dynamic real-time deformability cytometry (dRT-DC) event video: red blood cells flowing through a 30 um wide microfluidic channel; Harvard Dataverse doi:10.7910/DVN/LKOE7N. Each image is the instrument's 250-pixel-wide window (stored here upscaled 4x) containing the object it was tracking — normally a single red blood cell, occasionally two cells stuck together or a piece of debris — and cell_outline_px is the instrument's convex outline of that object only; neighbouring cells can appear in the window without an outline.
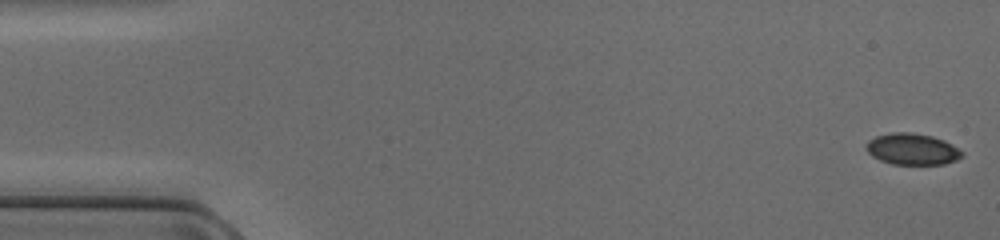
{"species": "common noctule bat (a hibernating species)", "species_latin": "Nyctalus noctula", "temperature_condition": "cold", "stored_images_in_passage": 48, "camera_frame_rate_fps": 3000, "um_per_image_px": 0.085, "animal": {"sex": "female", "body_mass_g": 17.0, "forearm_length_mm": 48.0}, "frame": {"image": 1, "passage_image": 1, "time_ms": 0.0, "image_size_px": [1000, 240], "cell_outline_px": [[964, 156], [956, 160], [944, 164], [892, 164], [880, 160], [872, 156], [868, 152], [868, 140], [876, 136], [892, 132], [912, 132], [932, 136], [944, 140], [952, 144], [964, 152]], "centroid_in_image_um": [77.58, 12.67], "position_along_channel_um": 7.4, "area_um2": 17.51}}
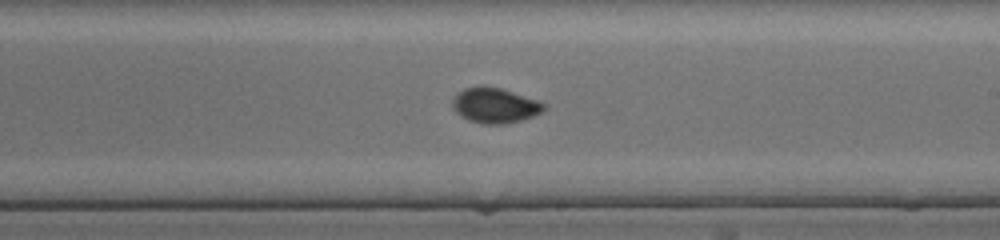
{"frame": {"image": 2, "passage_image": 28, "time_ms": 9.0, "image_size_px": [1000, 240], "cell_outline_px": [[548, 108], [532, 116], [520, 120], [504, 124], [484, 124], [468, 120], [456, 112], [452, 108], [452, 100], [464, 88], [500, 88], [536, 100], [544, 104]], "centroid_in_image_um": [42.06, 9.0], "position_along_channel_um": 246.9, "area_um2": 18.09}}
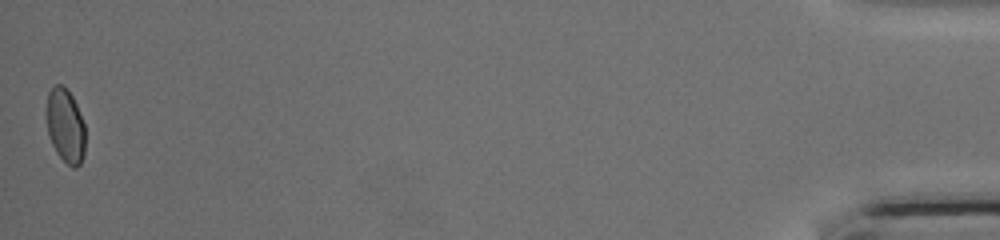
{"frame": {"image": 3, "passage_image": 48, "time_ms": 15.667, "image_size_px": [1000, 240], "cell_outline_px": [[84, 156], [80, 164], [76, 168], [72, 168], [56, 152], [52, 144], [48, 132], [48, 92], [56, 84], [60, 84], [68, 88], [76, 104], [84, 124]], "centroid_in_image_um": [5.58, 10.7], "position_along_channel_um": 429.6, "area_um2": 16.42}}